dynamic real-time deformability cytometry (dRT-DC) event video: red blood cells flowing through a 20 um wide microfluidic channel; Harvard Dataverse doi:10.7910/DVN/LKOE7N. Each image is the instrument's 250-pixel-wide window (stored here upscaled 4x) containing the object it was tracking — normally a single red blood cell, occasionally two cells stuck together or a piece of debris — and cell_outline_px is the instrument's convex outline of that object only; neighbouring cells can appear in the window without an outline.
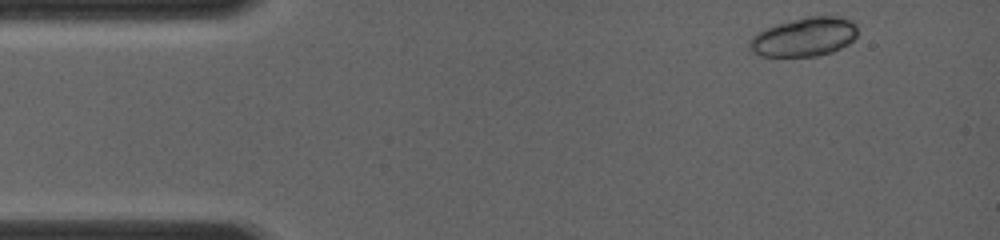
{"species": "common noctule bat (a hibernating species)", "species_latin": "Nyctalus noctula", "temperature_condition": "room temperature", "stored_images_in_passage": 3, "camera_frame_rate_fps": 4000, "um_per_image_px": 0.085, "animal": {"sex": "female", "body_mass_g": 19.0, "forearm_length_mm": 56.7}, "frame": {"image": 1, "passage_image": 1, "time_ms": 0.0, "image_size_px": [1000, 240], "cell_outline_px": [[856, 36], [848, 44], [832, 52], [816, 56], [760, 56], [752, 52], [748, 48], [748, 44], [752, 36], [756, 32], [764, 28], [776, 24], [808, 16], [840, 16], [852, 20], [856, 24]], "centroid_in_image_um": [68.33, 3.14], "position_along_channel_um": 16.7, "area_um2": 24.68}}
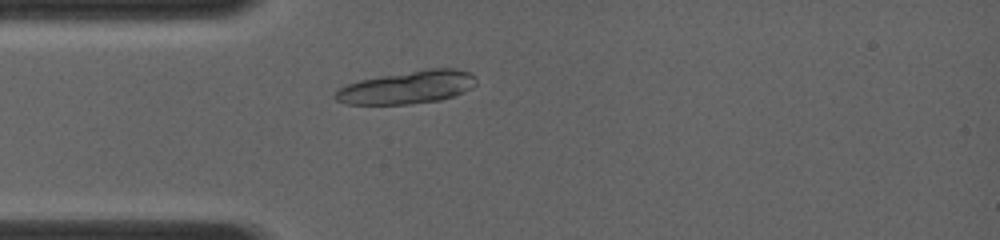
{"frame": {"image": 2, "passage_image": 3, "time_ms": 2.5, "image_size_px": [1000, 240], "cell_outline_px": [[476, 84], [472, 88], [464, 92], [440, 100], [408, 104], [348, 104], [336, 100], [332, 96], [340, 88], [348, 84], [360, 80], [380, 76], [428, 68], [456, 68], [468, 72], [476, 76]], "centroid_in_image_um": [34.65, 7.41], "position_along_channel_um": 50.3, "area_um2": 26.93}}